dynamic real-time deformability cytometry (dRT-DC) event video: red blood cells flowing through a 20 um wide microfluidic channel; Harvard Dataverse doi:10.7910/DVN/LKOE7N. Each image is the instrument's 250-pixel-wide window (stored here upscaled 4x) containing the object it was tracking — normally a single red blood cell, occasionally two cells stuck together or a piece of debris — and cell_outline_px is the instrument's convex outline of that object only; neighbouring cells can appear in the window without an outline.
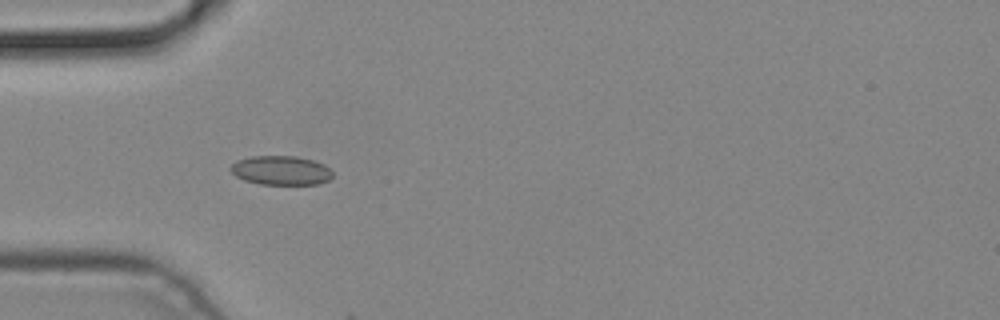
{"species": "common noctule bat (a hibernating species)", "species_latin": "Nyctalus noctula", "temperature_condition": "cold", "stored_images_in_passage": 7, "camera_frame_rate_fps": 3000, "um_per_image_px": 0.085, "animal": {"sex": "male", "body_mass_g": 19.2, "forearm_length_mm": 51.8}, "frame": {"image": 1, "passage_image": 5, "time_ms": 1.333, "image_size_px": [1000, 320], "cell_outline_px": [[332, 176], [328, 180], [316, 184], [260, 184], [244, 180], [236, 176], [228, 168], [236, 160], [252, 156], [296, 156], [312, 160], [324, 164], [332, 172]], "centroid_in_image_um": [23.85, 14.48], "position_along_channel_um": 61.2, "area_um2": 17.28}}
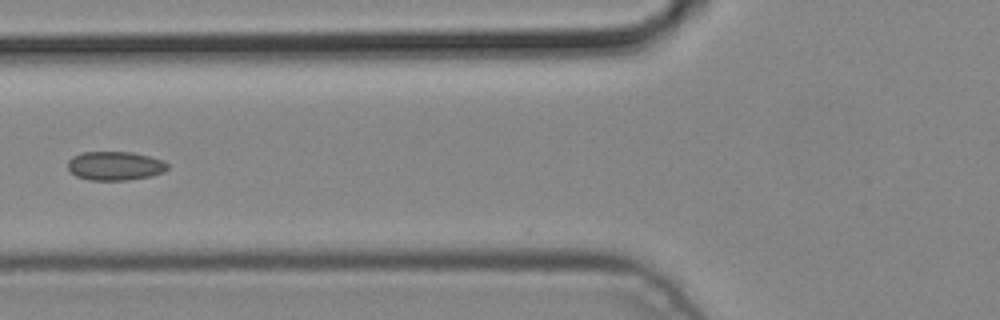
{"frame": {"image": 2, "passage_image": 6, "time_ms": 1.667, "image_size_px": [1000, 320], "cell_outline_px": [[168, 168], [164, 172], [152, 176], [128, 180], [88, 180], [76, 176], [68, 168], [68, 160], [72, 156], [84, 152], [132, 152], [148, 156], [160, 160], [168, 164]], "centroid_in_image_um": [9.77, 14.1], "position_along_channel_um": 116.0, "area_um2": 16.76}}
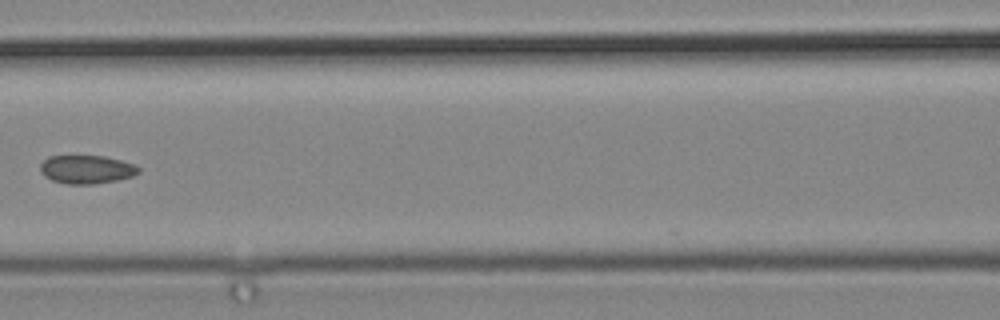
{"frame": {"image": 3, "passage_image": 7, "time_ms": 2.0, "image_size_px": [1000, 320], "cell_outline_px": [[140, 172], [132, 176], [116, 180], [92, 184], [64, 184], [52, 180], [44, 176], [40, 172], [40, 164], [48, 156], [104, 156], [136, 164], [140, 168]], "centroid_in_image_um": [7.35, 14.4], "position_along_channel_um": 159.3, "area_um2": 16.36}}